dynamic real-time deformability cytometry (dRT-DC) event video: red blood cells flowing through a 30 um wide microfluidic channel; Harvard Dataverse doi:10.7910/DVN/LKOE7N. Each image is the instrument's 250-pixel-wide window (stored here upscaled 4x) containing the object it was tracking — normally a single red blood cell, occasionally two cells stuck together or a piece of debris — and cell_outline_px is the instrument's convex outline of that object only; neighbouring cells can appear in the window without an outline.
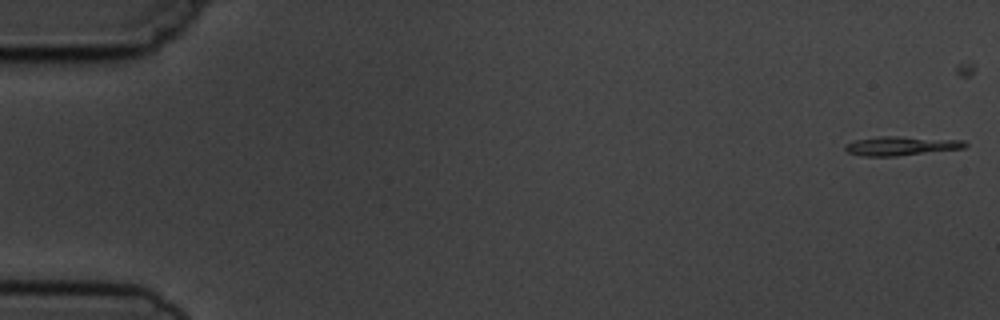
{"species": "common noctule bat (a hibernating species)", "species_latin": "Nyctalus noctula", "temperature_condition": "cold", "stored_images_in_passage": 7, "camera_frame_rate_fps": 3000, "um_per_image_px": 0.085, "animal": {"sex": "male", "body_mass_g": 19.5, "forearm_length_mm": 54.6}, "frame": {"image": 1, "passage_image": 1, "time_ms": 0.0, "image_size_px": [1000, 320], "cell_outline_px": [[968, 144], [964, 148], [896, 156], [860, 156], [848, 152], [844, 148], [844, 144], [856, 140], [880, 136], [896, 136], [964, 140]], "centroid_in_image_um": [76.57, 12.4], "position_along_channel_um": 8.4, "area_um2": 13.29}}
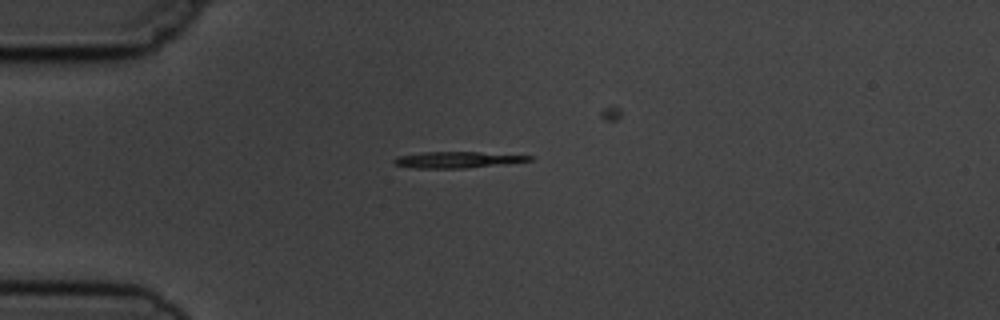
{"frame": {"image": 2, "passage_image": 5, "time_ms": 4.333, "image_size_px": [1000, 320], "cell_outline_px": [[536, 156], [532, 160], [504, 164], [464, 168], [416, 168], [396, 164], [392, 160], [396, 156], [424, 152], [480, 152]], "centroid_in_image_um": [38.9, 13.57], "position_along_channel_um": 46.1, "area_um2": 12.72}}
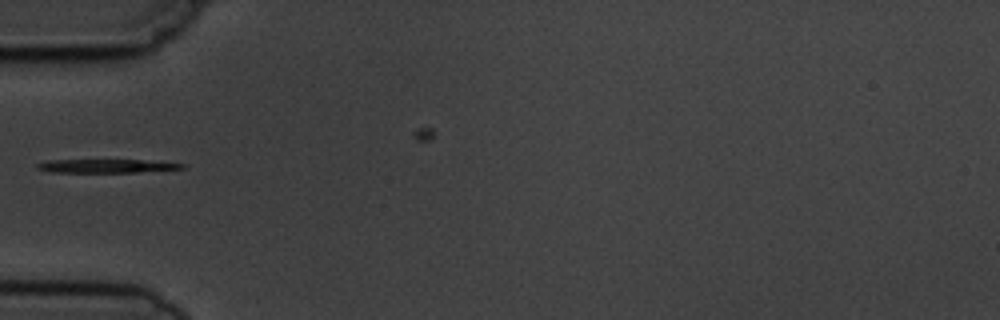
{"frame": {"image": 3, "passage_image": 6, "time_ms": 5.667, "image_size_px": [1000, 320], "cell_outline_px": [[184, 168], [136, 172], [48, 172], [36, 168], [36, 164], [48, 160], [140, 160], [184, 164]], "centroid_in_image_um": [8.94, 14.11], "position_along_channel_um": 76.1, "area_um2": 11.16}}